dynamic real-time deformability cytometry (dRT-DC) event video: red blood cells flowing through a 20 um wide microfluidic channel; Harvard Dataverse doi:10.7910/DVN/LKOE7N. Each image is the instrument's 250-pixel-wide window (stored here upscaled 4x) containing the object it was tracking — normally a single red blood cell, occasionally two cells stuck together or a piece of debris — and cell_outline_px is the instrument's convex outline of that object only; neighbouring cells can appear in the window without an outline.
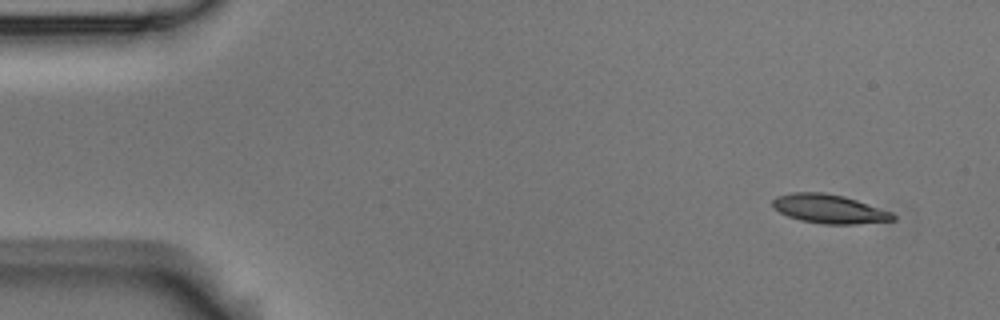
{"species": "Egyptian fruit bat (a non-hibernating species)", "species_latin": "Rousettus aegyptiacus", "temperature_condition": "room temperature", "stored_images_in_passage": 4, "camera_frame_rate_fps": 3000, "um_per_image_px": 0.085, "animal": {"sex": "male"}, "frame": {"image": 1, "passage_image": 1, "time_ms": 0.0, "image_size_px": [1000, 320], "cell_outline_px": [[896, 220], [856, 224], [824, 224], [800, 220], [788, 216], [780, 212], [772, 204], [772, 200], [776, 196], [792, 192], [824, 192], [844, 196], [892, 212], [896, 216]], "centroid_in_image_um": [70.49, 17.75], "position_along_channel_um": 14.5, "area_um2": 20.23}}
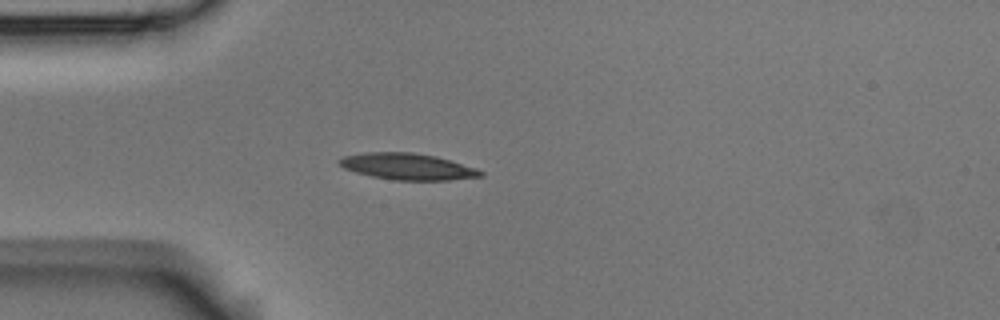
{"frame": {"image": 2, "passage_image": 4, "time_ms": 1.0, "image_size_px": [1000, 320], "cell_outline_px": [[484, 176], [452, 180], [392, 180], [372, 176], [356, 172], [344, 168], [336, 160], [344, 156], [364, 152], [412, 152], [436, 156], [476, 168], [484, 172]], "centroid_in_image_um": [34.65, 14.15], "position_along_channel_um": 50.4, "area_um2": 21.79}}